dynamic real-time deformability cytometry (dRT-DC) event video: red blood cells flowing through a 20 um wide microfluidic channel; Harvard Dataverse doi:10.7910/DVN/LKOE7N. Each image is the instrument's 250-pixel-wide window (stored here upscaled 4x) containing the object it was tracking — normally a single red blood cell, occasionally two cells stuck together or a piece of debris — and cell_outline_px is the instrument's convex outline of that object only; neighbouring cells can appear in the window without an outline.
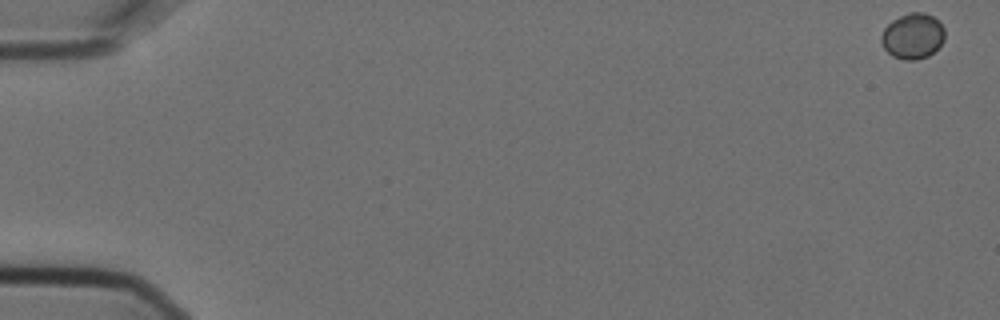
{"species": "Egyptian fruit bat (a non-hibernating species)", "species_latin": "Rousettus aegyptiacus", "temperature_condition": "cold", "stored_images_in_passage": 6, "camera_frame_rate_fps": 3000, "um_per_image_px": 0.085, "animal": {"sex": "female"}, "frame": {"image": 1, "passage_image": 1, "time_ms": 0.0, "image_size_px": [1000, 320], "cell_outline_px": [[944, 40], [928, 56], [916, 60], [904, 60], [892, 56], [884, 48], [880, 40], [880, 36], [884, 28], [892, 20], [908, 12], [924, 12], [940, 20], [944, 28]], "centroid_in_image_um": [77.57, 3.05], "position_along_channel_um": 7.4, "area_um2": 16.99}}